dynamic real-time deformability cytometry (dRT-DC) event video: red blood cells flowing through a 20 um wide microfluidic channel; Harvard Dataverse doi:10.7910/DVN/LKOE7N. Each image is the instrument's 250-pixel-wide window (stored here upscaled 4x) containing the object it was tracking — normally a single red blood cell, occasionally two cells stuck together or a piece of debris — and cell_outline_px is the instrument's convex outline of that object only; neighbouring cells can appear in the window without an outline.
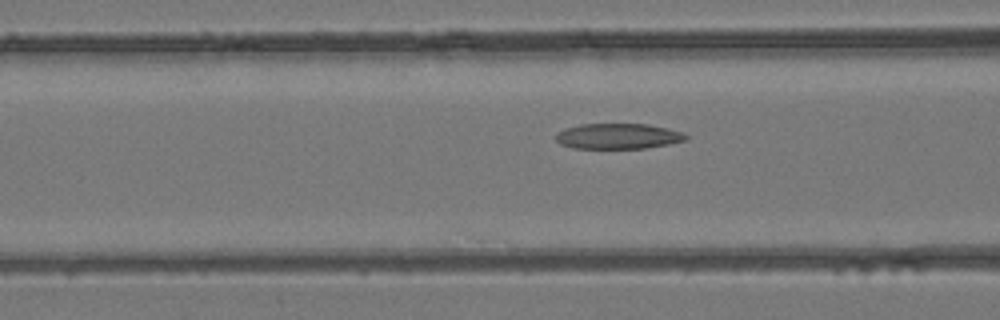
{"species": "common noctule bat (a hibernating species)", "species_latin": "Nyctalus noctula", "temperature_condition": "room temperature", "stored_images_in_passage": 15, "camera_frame_rate_fps": 3000, "um_per_image_px": 0.085, "animal": {"sex": "female", "body_mass_g": 24.6, "forearm_length_mm": 56.2}, "frame": {"image": 1, "passage_image": 15, "time_ms": 4.667, "image_size_px": [1000, 320], "cell_outline_px": [[688, 140], [668, 144], [644, 148], [572, 148], [560, 144], [556, 140], [556, 136], [564, 128], [580, 124], [648, 124], [668, 128], [684, 132], [688, 136]], "centroid_in_image_um": [52.57, 11.57], "position_along_channel_um": 114.0, "area_um2": 19.36}}